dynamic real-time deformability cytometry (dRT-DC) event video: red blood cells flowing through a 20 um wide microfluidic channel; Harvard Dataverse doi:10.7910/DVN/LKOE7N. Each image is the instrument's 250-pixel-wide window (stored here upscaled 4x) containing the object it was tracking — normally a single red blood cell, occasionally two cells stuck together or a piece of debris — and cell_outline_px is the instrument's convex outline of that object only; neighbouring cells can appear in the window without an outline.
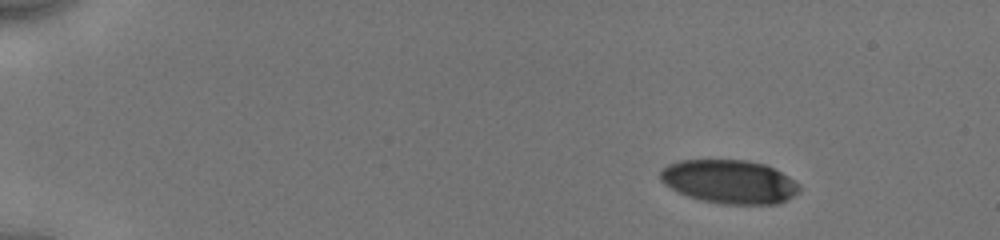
{"species": "human", "species_latin": "Homo sapiens", "temperature_condition": "cold", "stored_images_in_passage": 76, "camera_frame_rate_fps": 3000, "um_per_image_px": 0.085, "donor": {"sex": "male"}, "frame": {"image": 1, "passage_image": 9, "time_ms": 2.667, "image_size_px": [1000, 240], "cell_outline_px": [[800, 192], [780, 204], [720, 204], [688, 196], [664, 184], [660, 180], [660, 172], [668, 164], [680, 160], [748, 160], [764, 164], [788, 176], [800, 184]], "centroid_in_image_um": [62.03, 15.45], "position_along_channel_um": 23.0, "area_um2": 35.32}}
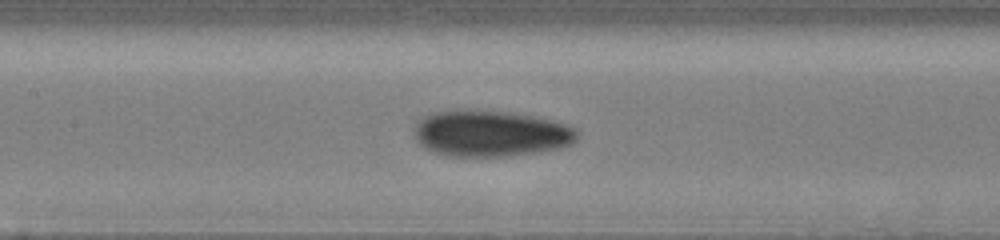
{"frame": {"image": 2, "passage_image": 31, "time_ms": 9.333, "image_size_px": [1000, 240], "cell_outline_px": [[576, 140], [572, 144], [560, 148], [540, 152], [512, 156], [448, 156], [432, 152], [424, 148], [416, 140], [416, 120], [428, 112], [508, 112], [536, 116], [552, 120], [576, 128]], "centroid_in_image_um": [41.71, 11.38], "position_along_channel_um": 165.7, "area_um2": 43.52}}
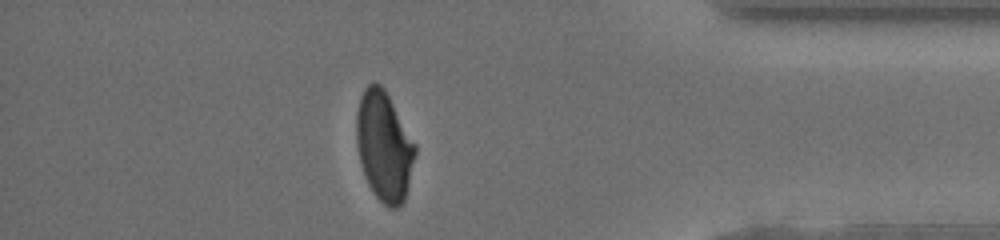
{"frame": {"image": 3, "passage_image": 63, "time_ms": 16.0, "image_size_px": [1000, 240], "cell_outline_px": [[416, 156], [404, 200], [396, 208], [388, 208], [376, 196], [368, 184], [360, 164], [356, 144], [356, 112], [360, 96], [364, 88], [368, 84], [380, 84], [384, 88], [416, 144]], "centroid_in_image_um": [32.63, 12.42], "position_along_channel_um": 402.6, "area_um2": 37.51}, "authors_computed_cell_mechanics": {"area_um2": 39.0728, "velocity_mm_per_s": 3.9427, "shape_relaxation_time_tau1_ms": 4.4211, "shape_relaxation_time_tau2_ms": 1.8789, "deformation_change_tau1": 0.1221, "deformation_change_tau2": 0.0776}}